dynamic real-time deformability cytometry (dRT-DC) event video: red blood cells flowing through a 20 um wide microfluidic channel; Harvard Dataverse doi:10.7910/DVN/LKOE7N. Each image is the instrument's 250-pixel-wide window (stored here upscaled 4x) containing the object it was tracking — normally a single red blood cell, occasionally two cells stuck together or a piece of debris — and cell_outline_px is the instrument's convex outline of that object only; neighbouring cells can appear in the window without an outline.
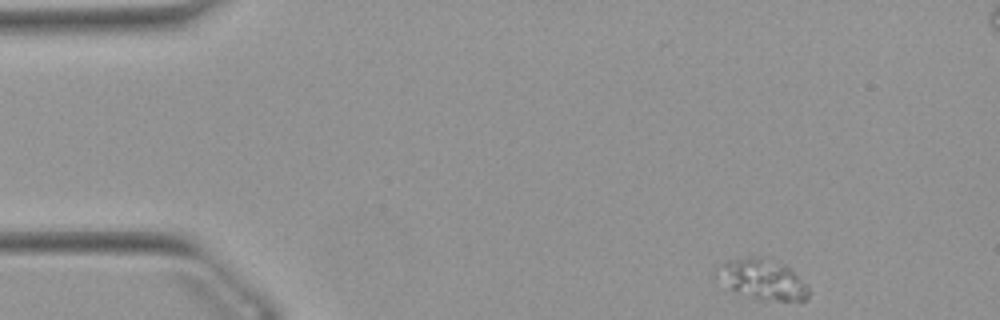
{"species": "Egyptian fruit bat (a non-hibernating species)", "species_latin": "Rousettus aegyptiacus", "temperature_condition": "warm", "stored_images_in_passage": 10, "camera_frame_rate_fps": 3000, "um_per_image_px": 0.085, "animal": {"sex": "female"}, "frame": {"image": 1, "passage_image": 1, "time_ms": 0.0, "image_size_px": [1000, 320], "cell_outline_px": [[808, 296], [804, 300], [780, 300], [752, 296], [736, 292], [716, 280], [712, 276], [712, 272], [716, 264], [728, 260], [752, 256], [784, 264], [808, 284]], "centroid_in_image_um": [64.69, 23.7], "position_along_channel_um": 20.3, "area_um2": 21.44}}